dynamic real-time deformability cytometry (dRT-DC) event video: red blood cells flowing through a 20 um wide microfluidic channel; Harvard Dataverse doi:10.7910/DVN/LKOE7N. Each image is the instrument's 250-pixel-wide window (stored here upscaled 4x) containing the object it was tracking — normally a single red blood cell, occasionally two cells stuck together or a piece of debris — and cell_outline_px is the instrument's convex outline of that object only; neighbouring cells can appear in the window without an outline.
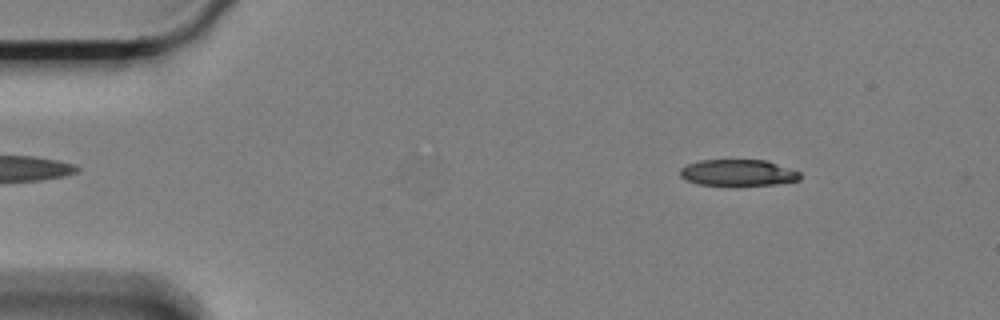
{"species": "Egyptian fruit bat (a non-hibernating species)", "species_latin": "Rousettus aegyptiacus", "temperature_condition": "cold", "stored_images_in_passage": 59, "camera_frame_rate_fps": 3000, "um_per_image_px": 0.085, "animal": {"sex": "female"}, "frame": {"image": 1, "passage_image": 7, "time_ms": 2.0, "image_size_px": [1000, 320], "cell_outline_px": [[800, 180], [776, 184], [700, 184], [688, 180], [680, 176], [680, 168], [688, 164], [700, 160], [764, 160], [800, 172]], "centroid_in_image_um": [62.72, 14.66], "position_along_channel_um": 22.3, "area_um2": 17.86}}
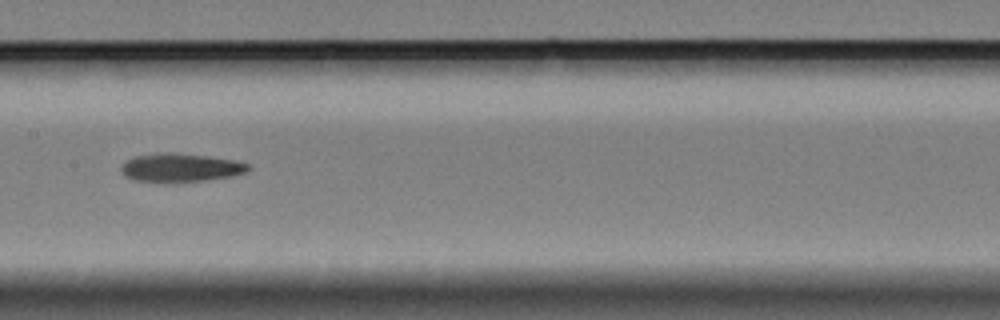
{"frame": {"image": 2, "passage_image": 29, "time_ms": 9.333, "image_size_px": [1000, 320], "cell_outline_px": [[252, 168], [244, 172], [232, 176], [204, 180], [136, 180], [124, 176], [120, 168], [124, 160], [136, 156], [160, 152], [172, 152], [208, 156], [232, 160], [248, 164]], "centroid_in_image_um": [15.32, 14.21], "position_along_channel_um": 192.1, "area_um2": 20.46}}
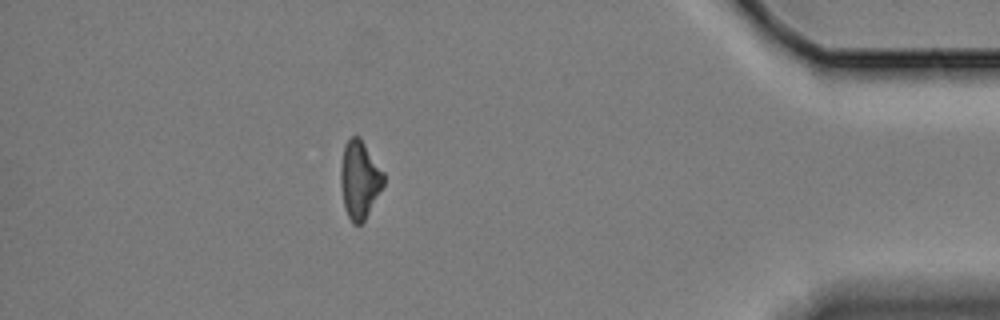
{"frame": {"image": 3, "passage_image": 52, "time_ms": 17.0, "image_size_px": [1000, 320], "cell_outline_px": [[384, 184], [364, 220], [360, 224], [352, 224], [344, 208], [340, 184], [340, 164], [344, 144], [352, 136], [360, 136], [384, 172]], "centroid_in_image_um": [30.54, 15.24], "position_along_channel_um": 404.7, "area_um2": 19.59}, "authors_computed_cell_mechanics": {"area_um2": 20.519, "velocity_mm_per_s": 3.3363, "shape_relaxation_time_tau1_ms": 6.5195, "shape_relaxation_time_tau2_ms": null, "deformation_change_tau1": 0.1597, "deformation_change_tau2": null}}